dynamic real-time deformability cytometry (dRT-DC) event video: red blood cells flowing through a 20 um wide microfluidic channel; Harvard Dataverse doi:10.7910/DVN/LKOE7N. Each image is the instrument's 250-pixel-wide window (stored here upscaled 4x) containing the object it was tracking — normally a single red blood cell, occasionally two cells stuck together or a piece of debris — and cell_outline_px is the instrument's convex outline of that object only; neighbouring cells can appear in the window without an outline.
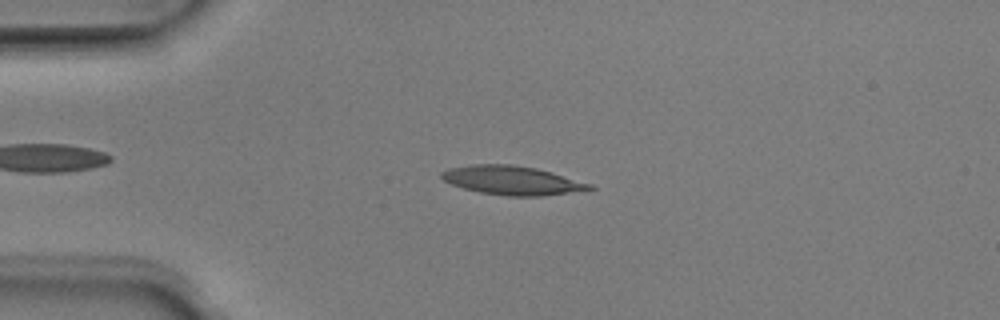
{"species": "Egyptian fruit bat (a non-hibernating species)", "species_latin": "Rousettus aegyptiacus", "temperature_condition": "room temperature", "stored_images_in_passage": 47, "camera_frame_rate_fps": 3000, "um_per_image_px": 0.085, "animal": {"sex": "male"}, "frame": {"image": 1, "passage_image": 9, "time_ms": 2.667, "image_size_px": [1000, 320], "cell_outline_px": [[596, 188], [540, 196], [508, 196], [480, 192], [464, 188], [452, 184], [444, 180], [440, 176], [440, 172], [448, 168], [472, 164], [512, 164], [536, 168], [552, 172], [592, 184]], "centroid_in_image_um": [43.49, 15.32], "position_along_channel_um": 41.5, "area_um2": 24.74}}
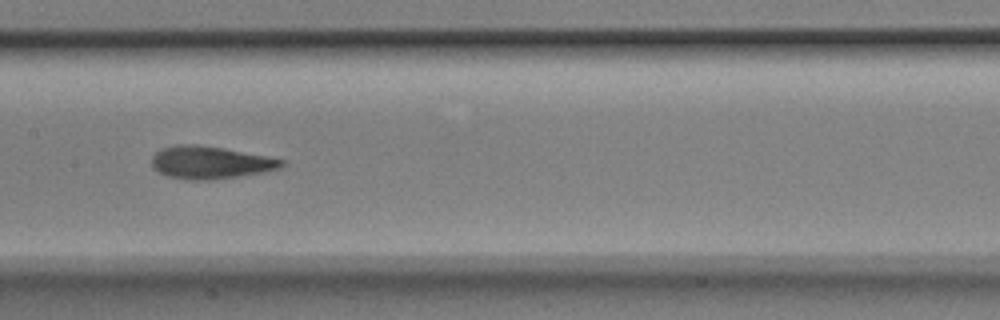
{"frame": {"image": 2, "passage_image": 22, "time_ms": 7.0, "image_size_px": [1000, 320], "cell_outline_px": [[288, 164], [280, 168], [264, 172], [208, 180], [188, 180], [168, 176], [152, 168], [152, 156], [160, 148], [176, 144], [196, 144], [224, 148], [284, 160]], "centroid_in_image_um": [17.85, 13.8], "position_along_channel_um": 189.6, "area_um2": 24.62}}
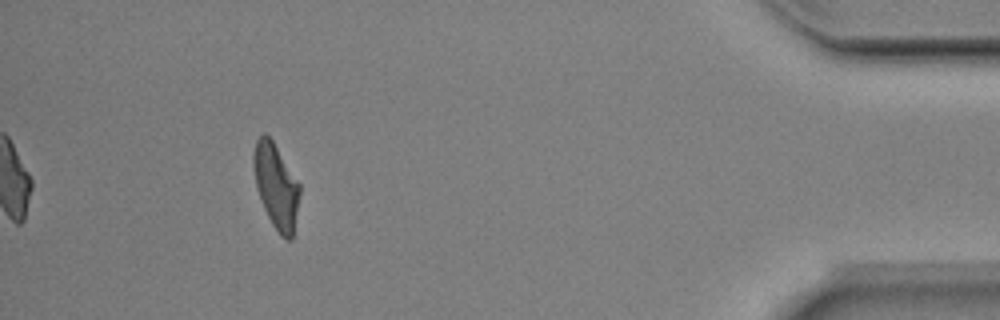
{"frame": {"image": 3, "passage_image": 43, "time_ms": 14.0, "image_size_px": [1000, 320], "cell_outline_px": [[300, 192], [292, 240], [284, 240], [280, 236], [272, 224], [260, 200], [256, 188], [252, 164], [252, 156], [256, 140], [264, 132], [272, 140], [300, 184]], "centroid_in_image_um": [23.45, 15.83], "position_along_channel_um": 411.8, "area_um2": 22.83}, "authors_computed_cell_mechanics": {"area_um2": 24.0448, "velocity_mm_per_s": 4.0284, "shape_relaxation_time_tau1_ms": 4.9644, "shape_relaxation_time_tau2_ms": 2.0326, "deformation_change_tau1": 0.1916, "deformation_change_tau2": 0.1033}}